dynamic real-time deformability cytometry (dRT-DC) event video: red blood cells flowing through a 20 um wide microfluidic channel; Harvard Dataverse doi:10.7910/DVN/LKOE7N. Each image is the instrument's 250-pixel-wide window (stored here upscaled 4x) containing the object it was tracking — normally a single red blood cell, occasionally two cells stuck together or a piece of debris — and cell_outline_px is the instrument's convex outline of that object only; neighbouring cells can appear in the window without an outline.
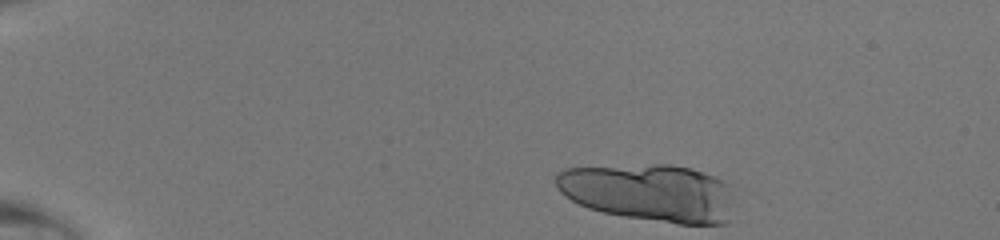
{"species": "human", "species_latin": "Homo sapiens", "temperature_condition": "room temperature", "stored_images_in_passage": 20, "segment_of_instrument_passage": [1, 2], "camera_frame_rate_fps": 3000, "um_per_image_px": 0.085, "donor": {"sex": "male"}, "frame": {"image": 1, "passage_image": 1, "time_ms": 0.0, "image_size_px": [1000, 240], "cell_outline_px": [[728, 224], [680, 224], [624, 216], [604, 212], [588, 208], [564, 196], [560, 192], [556, 184], [556, 172], [564, 168], [652, 164], [672, 164], [692, 168], [716, 176], [724, 180], [728, 184]], "centroid_in_image_um": [55.16, 16.35], "position_along_channel_um": 29.8, "area_um2": 59.53}}